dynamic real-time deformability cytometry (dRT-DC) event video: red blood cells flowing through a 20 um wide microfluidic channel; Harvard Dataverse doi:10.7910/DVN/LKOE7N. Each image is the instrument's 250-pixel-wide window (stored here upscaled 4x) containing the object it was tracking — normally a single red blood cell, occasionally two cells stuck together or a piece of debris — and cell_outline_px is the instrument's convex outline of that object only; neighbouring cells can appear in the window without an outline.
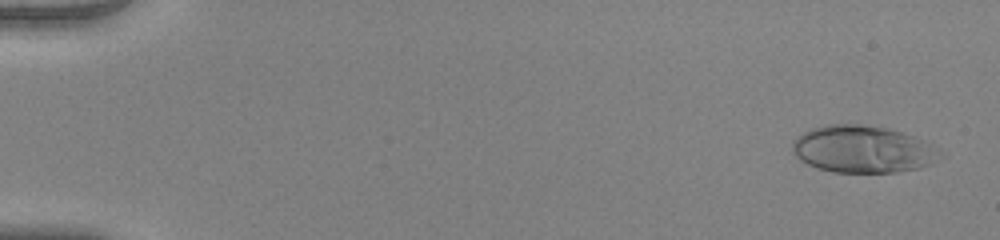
{"species": "human", "species_latin": "Homo sapiens", "temperature_condition": "warm", "stored_images_in_passage": 53, "camera_frame_rate_fps": 3000, "um_per_image_px": 0.085, "donor": {"sex": "female"}, "frame": {"image": 1, "passage_image": 3, "time_ms": 0.667, "image_size_px": [1000, 240], "cell_outline_px": [[932, 164], [920, 168], [896, 172], [832, 172], [816, 168], [800, 160], [792, 152], [792, 140], [796, 136], [812, 128], [824, 124], [860, 124], [888, 128], [912, 136], [928, 144], [932, 148]], "centroid_in_image_um": [73.16, 12.68], "position_along_channel_um": 11.8, "area_um2": 39.82}}
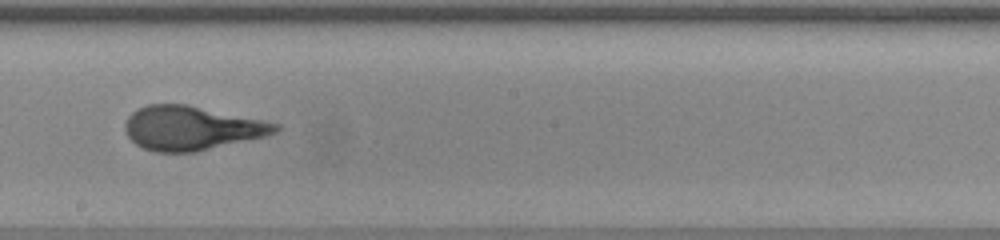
{"frame": {"image": 2, "passage_image": 32, "time_ms": 10.333, "image_size_px": [1000, 240], "cell_outline_px": [[280, 128], [276, 132], [268, 136], [196, 152], [156, 152], [144, 148], [136, 144], [128, 136], [124, 128], [124, 124], [128, 116], [132, 112], [148, 104], [188, 104], [280, 124]], "centroid_in_image_um": [16.29, 10.89], "position_along_channel_um": 231.9, "area_um2": 38.61}}
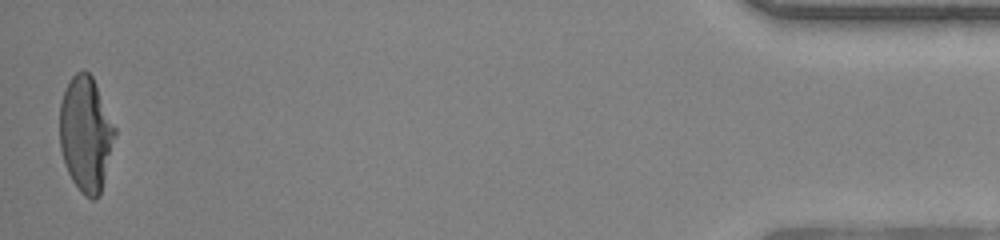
{"frame": {"image": 3, "passage_image": 53, "time_ms": 17.333, "image_size_px": [1000, 240], "cell_outline_px": [[116, 136], [100, 196], [92, 200], [84, 196], [80, 192], [72, 180], [68, 172], [60, 148], [60, 104], [64, 92], [72, 76], [76, 72], [88, 72], [92, 76], [116, 128]], "centroid_in_image_um": [7.31, 11.44], "position_along_channel_um": 427.9, "area_um2": 36.88}, "authors_computed_cell_mechanics": {"area_um2": 37.9746, "velocity_mm_per_s": 3.9659, "shape_relaxation_time_tau1_ms": 7.3297, "shape_relaxation_time_tau2_ms": null, "deformation_change_tau1": 0.327, "deformation_change_tau2": null}}